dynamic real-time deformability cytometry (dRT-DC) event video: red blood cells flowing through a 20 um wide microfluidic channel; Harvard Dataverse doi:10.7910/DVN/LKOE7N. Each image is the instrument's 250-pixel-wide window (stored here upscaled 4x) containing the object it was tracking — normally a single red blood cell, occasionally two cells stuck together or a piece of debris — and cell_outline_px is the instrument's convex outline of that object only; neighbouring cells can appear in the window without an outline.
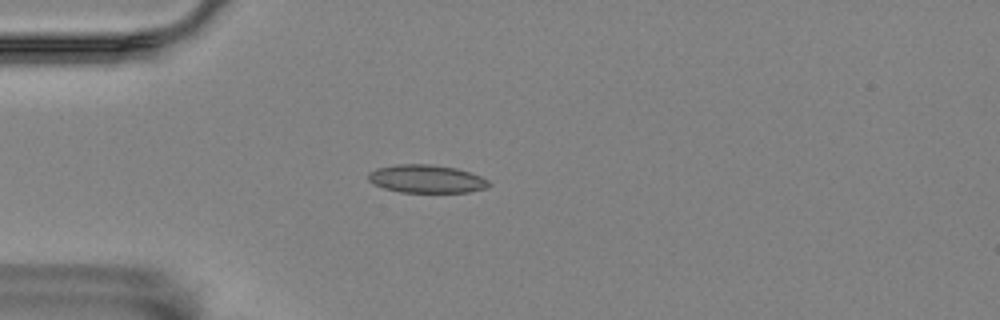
{"species": "Egyptian fruit bat (a non-hibernating species)", "species_latin": "Rousettus aegyptiacus", "temperature_condition": "room temperature", "stored_images_in_passage": 53, "camera_frame_rate_fps": 3000, "um_per_image_px": 0.085, "animal": {"sex": "female"}, "frame": {"image": 1, "passage_image": 12, "time_ms": 3.667, "image_size_px": [1000, 320], "cell_outline_px": [[492, 184], [484, 188], [468, 192], [400, 192], [384, 188], [372, 184], [368, 180], [368, 172], [376, 168], [396, 164], [432, 164], [456, 168], [480, 176], [488, 180]], "centroid_in_image_um": [36.21, 15.2], "position_along_channel_um": 48.8, "area_um2": 19.77}}
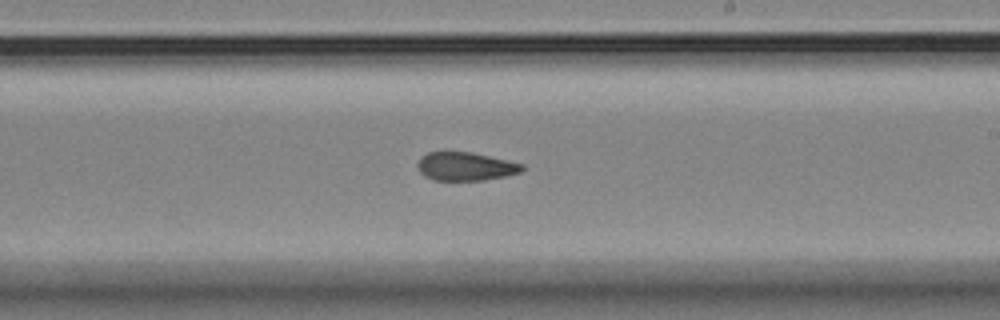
{"frame": {"image": 2, "passage_image": 30, "time_ms": 9.667, "image_size_px": [1000, 320], "cell_outline_px": [[524, 168], [520, 172], [504, 176], [484, 180], [432, 180], [424, 176], [420, 172], [416, 164], [420, 156], [428, 152], [472, 152], [524, 164]], "centroid_in_image_um": [39.53, 14.14], "position_along_channel_um": 249.5, "area_um2": 17.34}}
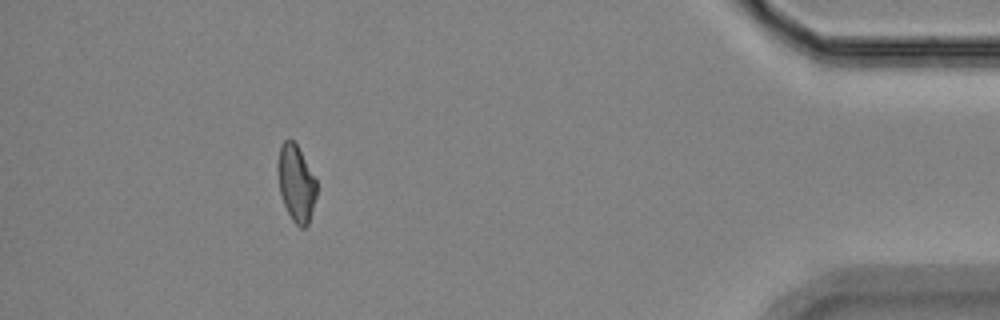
{"frame": {"image": 3, "passage_image": 48, "time_ms": 15.667, "image_size_px": [1000, 320], "cell_outline_px": [[316, 196], [308, 224], [304, 228], [300, 228], [292, 220], [284, 204], [280, 192], [276, 168], [276, 164], [280, 144], [288, 136], [296, 144], [316, 180]], "centroid_in_image_um": [25.13, 15.54], "position_along_channel_um": 410.1, "area_um2": 17.34}, "authors_computed_cell_mechanics": {"area_um2": 18.207, "velocity_mm_per_s": 3.555, "shape_relaxation_time_tau1_ms": null, "shape_relaxation_time_tau2_ms": 6.9294, "deformation_change_tau1": null, "deformation_change_tau2": 0.1326}}